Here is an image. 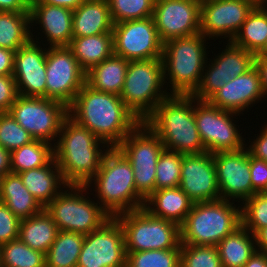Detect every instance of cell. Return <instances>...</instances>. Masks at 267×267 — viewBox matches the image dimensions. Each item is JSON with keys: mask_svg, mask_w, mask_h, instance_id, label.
<instances>
[{"mask_svg": "<svg viewBox=\"0 0 267 267\" xmlns=\"http://www.w3.org/2000/svg\"><path fill=\"white\" fill-rule=\"evenodd\" d=\"M68 116L110 148L117 147L140 123L119 95L94 90L86 83L68 107Z\"/></svg>", "mask_w": 267, "mask_h": 267, "instance_id": "1", "label": "cell"}, {"mask_svg": "<svg viewBox=\"0 0 267 267\" xmlns=\"http://www.w3.org/2000/svg\"><path fill=\"white\" fill-rule=\"evenodd\" d=\"M109 148L68 116L54 144V159L68 185H86L99 171Z\"/></svg>", "mask_w": 267, "mask_h": 267, "instance_id": "2", "label": "cell"}, {"mask_svg": "<svg viewBox=\"0 0 267 267\" xmlns=\"http://www.w3.org/2000/svg\"><path fill=\"white\" fill-rule=\"evenodd\" d=\"M193 103L192 95H170L144 121L166 150L184 155L206 152L196 126Z\"/></svg>", "mask_w": 267, "mask_h": 267, "instance_id": "3", "label": "cell"}, {"mask_svg": "<svg viewBox=\"0 0 267 267\" xmlns=\"http://www.w3.org/2000/svg\"><path fill=\"white\" fill-rule=\"evenodd\" d=\"M85 186L89 190L95 188L97 198L93 199H97L111 217L137 210L145 204L136 190L132 165L117 147L108 149L99 171Z\"/></svg>", "mask_w": 267, "mask_h": 267, "instance_id": "4", "label": "cell"}, {"mask_svg": "<svg viewBox=\"0 0 267 267\" xmlns=\"http://www.w3.org/2000/svg\"><path fill=\"white\" fill-rule=\"evenodd\" d=\"M206 41L198 33L163 43L164 82L171 95H192L198 88L209 56Z\"/></svg>", "mask_w": 267, "mask_h": 267, "instance_id": "5", "label": "cell"}, {"mask_svg": "<svg viewBox=\"0 0 267 267\" xmlns=\"http://www.w3.org/2000/svg\"><path fill=\"white\" fill-rule=\"evenodd\" d=\"M218 199L196 202L180 225L181 245L216 246L242 225L241 206Z\"/></svg>", "mask_w": 267, "mask_h": 267, "instance_id": "6", "label": "cell"}, {"mask_svg": "<svg viewBox=\"0 0 267 267\" xmlns=\"http://www.w3.org/2000/svg\"><path fill=\"white\" fill-rule=\"evenodd\" d=\"M166 90L161 58L132 60L119 96L139 121L144 122L171 95Z\"/></svg>", "mask_w": 267, "mask_h": 267, "instance_id": "7", "label": "cell"}, {"mask_svg": "<svg viewBox=\"0 0 267 267\" xmlns=\"http://www.w3.org/2000/svg\"><path fill=\"white\" fill-rule=\"evenodd\" d=\"M87 190L85 185H68L44 208L60 231L87 235L111 218Z\"/></svg>", "mask_w": 267, "mask_h": 267, "instance_id": "8", "label": "cell"}, {"mask_svg": "<svg viewBox=\"0 0 267 267\" xmlns=\"http://www.w3.org/2000/svg\"><path fill=\"white\" fill-rule=\"evenodd\" d=\"M124 231L126 252L167 250L180 244V226L144 207L115 216Z\"/></svg>", "mask_w": 267, "mask_h": 267, "instance_id": "9", "label": "cell"}, {"mask_svg": "<svg viewBox=\"0 0 267 267\" xmlns=\"http://www.w3.org/2000/svg\"><path fill=\"white\" fill-rule=\"evenodd\" d=\"M117 148L131 163L136 190L146 200L155 191L156 164L165 149L162 141L140 122Z\"/></svg>", "mask_w": 267, "mask_h": 267, "instance_id": "10", "label": "cell"}, {"mask_svg": "<svg viewBox=\"0 0 267 267\" xmlns=\"http://www.w3.org/2000/svg\"><path fill=\"white\" fill-rule=\"evenodd\" d=\"M194 114L206 152L237 151L245 147L246 138L240 133L243 129L239 130V125L236 124L238 120H234L241 114L219 109L208 101H198L195 97Z\"/></svg>", "mask_w": 267, "mask_h": 267, "instance_id": "11", "label": "cell"}, {"mask_svg": "<svg viewBox=\"0 0 267 267\" xmlns=\"http://www.w3.org/2000/svg\"><path fill=\"white\" fill-rule=\"evenodd\" d=\"M9 113L34 139L55 144L68 107L52 99L18 95Z\"/></svg>", "mask_w": 267, "mask_h": 267, "instance_id": "12", "label": "cell"}, {"mask_svg": "<svg viewBox=\"0 0 267 267\" xmlns=\"http://www.w3.org/2000/svg\"><path fill=\"white\" fill-rule=\"evenodd\" d=\"M86 83V71L68 46L47 47L46 98L69 107Z\"/></svg>", "mask_w": 267, "mask_h": 267, "instance_id": "13", "label": "cell"}, {"mask_svg": "<svg viewBox=\"0 0 267 267\" xmlns=\"http://www.w3.org/2000/svg\"><path fill=\"white\" fill-rule=\"evenodd\" d=\"M77 267H126L124 231L115 217L85 235Z\"/></svg>", "mask_w": 267, "mask_h": 267, "instance_id": "14", "label": "cell"}, {"mask_svg": "<svg viewBox=\"0 0 267 267\" xmlns=\"http://www.w3.org/2000/svg\"><path fill=\"white\" fill-rule=\"evenodd\" d=\"M222 51L213 59H208L202 73L201 82L192 94L198 101H207L226 82L245 74L255 66L256 55L227 41ZM211 62V63H210Z\"/></svg>", "mask_w": 267, "mask_h": 267, "instance_id": "15", "label": "cell"}, {"mask_svg": "<svg viewBox=\"0 0 267 267\" xmlns=\"http://www.w3.org/2000/svg\"><path fill=\"white\" fill-rule=\"evenodd\" d=\"M112 34L115 55L129 61L162 58L163 42L152 17L114 24Z\"/></svg>", "mask_w": 267, "mask_h": 267, "instance_id": "16", "label": "cell"}, {"mask_svg": "<svg viewBox=\"0 0 267 267\" xmlns=\"http://www.w3.org/2000/svg\"><path fill=\"white\" fill-rule=\"evenodd\" d=\"M201 0H155L152 18L160 40L200 33Z\"/></svg>", "mask_w": 267, "mask_h": 267, "instance_id": "17", "label": "cell"}, {"mask_svg": "<svg viewBox=\"0 0 267 267\" xmlns=\"http://www.w3.org/2000/svg\"><path fill=\"white\" fill-rule=\"evenodd\" d=\"M221 199L242 205L256 192L252 188L250 154L246 147L213 153ZM237 199V200H235Z\"/></svg>", "mask_w": 267, "mask_h": 267, "instance_id": "18", "label": "cell"}, {"mask_svg": "<svg viewBox=\"0 0 267 267\" xmlns=\"http://www.w3.org/2000/svg\"><path fill=\"white\" fill-rule=\"evenodd\" d=\"M253 8L243 0H201L200 33L232 41Z\"/></svg>", "mask_w": 267, "mask_h": 267, "instance_id": "19", "label": "cell"}, {"mask_svg": "<svg viewBox=\"0 0 267 267\" xmlns=\"http://www.w3.org/2000/svg\"><path fill=\"white\" fill-rule=\"evenodd\" d=\"M179 187L194 203L221 199L213 153L183 155Z\"/></svg>", "mask_w": 267, "mask_h": 267, "instance_id": "20", "label": "cell"}, {"mask_svg": "<svg viewBox=\"0 0 267 267\" xmlns=\"http://www.w3.org/2000/svg\"><path fill=\"white\" fill-rule=\"evenodd\" d=\"M46 54L47 47L32 40L15 52L13 78L18 95L46 98Z\"/></svg>", "mask_w": 267, "mask_h": 267, "instance_id": "21", "label": "cell"}, {"mask_svg": "<svg viewBox=\"0 0 267 267\" xmlns=\"http://www.w3.org/2000/svg\"><path fill=\"white\" fill-rule=\"evenodd\" d=\"M29 12L30 24L32 27V41L47 47H60L70 45V42L73 38L72 10L50 4H31ZM37 25L39 27L36 28H40L37 31H41L42 33L38 32V35L36 34L35 36V32L33 33V31L35 30L33 29H35L34 26ZM40 34L42 36L44 35V38L46 39L45 41H47L48 43L44 40H41L44 38H42V36L40 38ZM44 42L45 44H43Z\"/></svg>", "mask_w": 267, "mask_h": 267, "instance_id": "22", "label": "cell"}, {"mask_svg": "<svg viewBox=\"0 0 267 267\" xmlns=\"http://www.w3.org/2000/svg\"><path fill=\"white\" fill-rule=\"evenodd\" d=\"M264 97L260 74L254 66L245 74L226 82L207 101L219 109L242 115L245 109L248 111L259 101L262 103Z\"/></svg>", "mask_w": 267, "mask_h": 267, "instance_id": "23", "label": "cell"}, {"mask_svg": "<svg viewBox=\"0 0 267 267\" xmlns=\"http://www.w3.org/2000/svg\"><path fill=\"white\" fill-rule=\"evenodd\" d=\"M73 37L112 33V21L107 0H86L73 10Z\"/></svg>", "mask_w": 267, "mask_h": 267, "instance_id": "24", "label": "cell"}, {"mask_svg": "<svg viewBox=\"0 0 267 267\" xmlns=\"http://www.w3.org/2000/svg\"><path fill=\"white\" fill-rule=\"evenodd\" d=\"M27 190L45 208L68 184L55 159L44 167L18 174Z\"/></svg>", "mask_w": 267, "mask_h": 267, "instance_id": "25", "label": "cell"}, {"mask_svg": "<svg viewBox=\"0 0 267 267\" xmlns=\"http://www.w3.org/2000/svg\"><path fill=\"white\" fill-rule=\"evenodd\" d=\"M193 204L180 187H172L155 190L145 200L144 208L153 216L173 221L180 226Z\"/></svg>", "mask_w": 267, "mask_h": 267, "instance_id": "26", "label": "cell"}, {"mask_svg": "<svg viewBox=\"0 0 267 267\" xmlns=\"http://www.w3.org/2000/svg\"><path fill=\"white\" fill-rule=\"evenodd\" d=\"M0 202L4 203L20 220L37 215L44 207L24 186L21 177L9 173L0 179Z\"/></svg>", "mask_w": 267, "mask_h": 267, "instance_id": "27", "label": "cell"}, {"mask_svg": "<svg viewBox=\"0 0 267 267\" xmlns=\"http://www.w3.org/2000/svg\"><path fill=\"white\" fill-rule=\"evenodd\" d=\"M129 60L113 54L86 72V84L97 91L120 95Z\"/></svg>", "mask_w": 267, "mask_h": 267, "instance_id": "28", "label": "cell"}, {"mask_svg": "<svg viewBox=\"0 0 267 267\" xmlns=\"http://www.w3.org/2000/svg\"><path fill=\"white\" fill-rule=\"evenodd\" d=\"M68 47L78 64L87 72L114 54L113 34L73 37Z\"/></svg>", "mask_w": 267, "mask_h": 267, "instance_id": "29", "label": "cell"}, {"mask_svg": "<svg viewBox=\"0 0 267 267\" xmlns=\"http://www.w3.org/2000/svg\"><path fill=\"white\" fill-rule=\"evenodd\" d=\"M59 229L44 209L37 215L20 222L19 239L30 248L47 253Z\"/></svg>", "mask_w": 267, "mask_h": 267, "instance_id": "30", "label": "cell"}, {"mask_svg": "<svg viewBox=\"0 0 267 267\" xmlns=\"http://www.w3.org/2000/svg\"><path fill=\"white\" fill-rule=\"evenodd\" d=\"M223 267H243L257 251L254 235L242 225L216 245Z\"/></svg>", "mask_w": 267, "mask_h": 267, "instance_id": "31", "label": "cell"}, {"mask_svg": "<svg viewBox=\"0 0 267 267\" xmlns=\"http://www.w3.org/2000/svg\"><path fill=\"white\" fill-rule=\"evenodd\" d=\"M267 41V7H254L232 42L257 55Z\"/></svg>", "mask_w": 267, "mask_h": 267, "instance_id": "32", "label": "cell"}, {"mask_svg": "<svg viewBox=\"0 0 267 267\" xmlns=\"http://www.w3.org/2000/svg\"><path fill=\"white\" fill-rule=\"evenodd\" d=\"M85 235L60 231L45 254L46 267H77Z\"/></svg>", "mask_w": 267, "mask_h": 267, "instance_id": "33", "label": "cell"}, {"mask_svg": "<svg viewBox=\"0 0 267 267\" xmlns=\"http://www.w3.org/2000/svg\"><path fill=\"white\" fill-rule=\"evenodd\" d=\"M30 13L0 11V47L17 51L31 41Z\"/></svg>", "mask_w": 267, "mask_h": 267, "instance_id": "34", "label": "cell"}, {"mask_svg": "<svg viewBox=\"0 0 267 267\" xmlns=\"http://www.w3.org/2000/svg\"><path fill=\"white\" fill-rule=\"evenodd\" d=\"M54 159V144L34 139L10 153L11 173L44 167Z\"/></svg>", "mask_w": 267, "mask_h": 267, "instance_id": "35", "label": "cell"}, {"mask_svg": "<svg viewBox=\"0 0 267 267\" xmlns=\"http://www.w3.org/2000/svg\"><path fill=\"white\" fill-rule=\"evenodd\" d=\"M1 267H46L45 254L19 238L0 246Z\"/></svg>", "mask_w": 267, "mask_h": 267, "instance_id": "36", "label": "cell"}, {"mask_svg": "<svg viewBox=\"0 0 267 267\" xmlns=\"http://www.w3.org/2000/svg\"><path fill=\"white\" fill-rule=\"evenodd\" d=\"M181 243L173 249L126 252V267H180Z\"/></svg>", "mask_w": 267, "mask_h": 267, "instance_id": "37", "label": "cell"}, {"mask_svg": "<svg viewBox=\"0 0 267 267\" xmlns=\"http://www.w3.org/2000/svg\"><path fill=\"white\" fill-rule=\"evenodd\" d=\"M183 155L164 149L156 164L155 190L179 187Z\"/></svg>", "mask_w": 267, "mask_h": 267, "instance_id": "38", "label": "cell"}, {"mask_svg": "<svg viewBox=\"0 0 267 267\" xmlns=\"http://www.w3.org/2000/svg\"><path fill=\"white\" fill-rule=\"evenodd\" d=\"M114 24L152 17L155 0H107Z\"/></svg>", "mask_w": 267, "mask_h": 267, "instance_id": "39", "label": "cell"}, {"mask_svg": "<svg viewBox=\"0 0 267 267\" xmlns=\"http://www.w3.org/2000/svg\"><path fill=\"white\" fill-rule=\"evenodd\" d=\"M242 226L253 235L267 227V192L255 193L241 205Z\"/></svg>", "mask_w": 267, "mask_h": 267, "instance_id": "40", "label": "cell"}, {"mask_svg": "<svg viewBox=\"0 0 267 267\" xmlns=\"http://www.w3.org/2000/svg\"><path fill=\"white\" fill-rule=\"evenodd\" d=\"M180 267H223L216 246L181 245Z\"/></svg>", "mask_w": 267, "mask_h": 267, "instance_id": "41", "label": "cell"}, {"mask_svg": "<svg viewBox=\"0 0 267 267\" xmlns=\"http://www.w3.org/2000/svg\"><path fill=\"white\" fill-rule=\"evenodd\" d=\"M34 138L11 116L9 112L0 113V146L10 153Z\"/></svg>", "mask_w": 267, "mask_h": 267, "instance_id": "42", "label": "cell"}, {"mask_svg": "<svg viewBox=\"0 0 267 267\" xmlns=\"http://www.w3.org/2000/svg\"><path fill=\"white\" fill-rule=\"evenodd\" d=\"M21 220L0 202V246L19 238Z\"/></svg>", "mask_w": 267, "mask_h": 267, "instance_id": "43", "label": "cell"}, {"mask_svg": "<svg viewBox=\"0 0 267 267\" xmlns=\"http://www.w3.org/2000/svg\"><path fill=\"white\" fill-rule=\"evenodd\" d=\"M18 97L13 75L0 76V113L9 112L10 107Z\"/></svg>", "mask_w": 267, "mask_h": 267, "instance_id": "44", "label": "cell"}, {"mask_svg": "<svg viewBox=\"0 0 267 267\" xmlns=\"http://www.w3.org/2000/svg\"><path fill=\"white\" fill-rule=\"evenodd\" d=\"M250 174L253 190L267 192V162L250 155Z\"/></svg>", "mask_w": 267, "mask_h": 267, "instance_id": "45", "label": "cell"}, {"mask_svg": "<svg viewBox=\"0 0 267 267\" xmlns=\"http://www.w3.org/2000/svg\"><path fill=\"white\" fill-rule=\"evenodd\" d=\"M260 129L259 135L254 134L256 139H251L249 142L246 140L245 147L251 156L267 162V124L265 123Z\"/></svg>", "mask_w": 267, "mask_h": 267, "instance_id": "46", "label": "cell"}, {"mask_svg": "<svg viewBox=\"0 0 267 267\" xmlns=\"http://www.w3.org/2000/svg\"><path fill=\"white\" fill-rule=\"evenodd\" d=\"M15 51L0 47V76L13 75Z\"/></svg>", "mask_w": 267, "mask_h": 267, "instance_id": "47", "label": "cell"}, {"mask_svg": "<svg viewBox=\"0 0 267 267\" xmlns=\"http://www.w3.org/2000/svg\"><path fill=\"white\" fill-rule=\"evenodd\" d=\"M29 8L24 0H0V11L30 13Z\"/></svg>", "mask_w": 267, "mask_h": 267, "instance_id": "48", "label": "cell"}, {"mask_svg": "<svg viewBox=\"0 0 267 267\" xmlns=\"http://www.w3.org/2000/svg\"><path fill=\"white\" fill-rule=\"evenodd\" d=\"M255 67L259 71L262 90L265 98H267V56L256 55Z\"/></svg>", "mask_w": 267, "mask_h": 267, "instance_id": "49", "label": "cell"}, {"mask_svg": "<svg viewBox=\"0 0 267 267\" xmlns=\"http://www.w3.org/2000/svg\"><path fill=\"white\" fill-rule=\"evenodd\" d=\"M86 0H37L33 4H50L74 10Z\"/></svg>", "mask_w": 267, "mask_h": 267, "instance_id": "50", "label": "cell"}, {"mask_svg": "<svg viewBox=\"0 0 267 267\" xmlns=\"http://www.w3.org/2000/svg\"><path fill=\"white\" fill-rule=\"evenodd\" d=\"M11 173L10 152L0 146V179Z\"/></svg>", "mask_w": 267, "mask_h": 267, "instance_id": "51", "label": "cell"}, {"mask_svg": "<svg viewBox=\"0 0 267 267\" xmlns=\"http://www.w3.org/2000/svg\"><path fill=\"white\" fill-rule=\"evenodd\" d=\"M257 251L267 254V227L259 229L255 234Z\"/></svg>", "mask_w": 267, "mask_h": 267, "instance_id": "52", "label": "cell"}, {"mask_svg": "<svg viewBox=\"0 0 267 267\" xmlns=\"http://www.w3.org/2000/svg\"><path fill=\"white\" fill-rule=\"evenodd\" d=\"M243 267H267V254L256 251Z\"/></svg>", "mask_w": 267, "mask_h": 267, "instance_id": "53", "label": "cell"}, {"mask_svg": "<svg viewBox=\"0 0 267 267\" xmlns=\"http://www.w3.org/2000/svg\"><path fill=\"white\" fill-rule=\"evenodd\" d=\"M249 2L253 7H267V0H243Z\"/></svg>", "mask_w": 267, "mask_h": 267, "instance_id": "54", "label": "cell"}, {"mask_svg": "<svg viewBox=\"0 0 267 267\" xmlns=\"http://www.w3.org/2000/svg\"><path fill=\"white\" fill-rule=\"evenodd\" d=\"M257 55L267 56V41L265 47Z\"/></svg>", "mask_w": 267, "mask_h": 267, "instance_id": "55", "label": "cell"}, {"mask_svg": "<svg viewBox=\"0 0 267 267\" xmlns=\"http://www.w3.org/2000/svg\"><path fill=\"white\" fill-rule=\"evenodd\" d=\"M29 6L36 2L37 0H24Z\"/></svg>", "mask_w": 267, "mask_h": 267, "instance_id": "56", "label": "cell"}]
</instances>
